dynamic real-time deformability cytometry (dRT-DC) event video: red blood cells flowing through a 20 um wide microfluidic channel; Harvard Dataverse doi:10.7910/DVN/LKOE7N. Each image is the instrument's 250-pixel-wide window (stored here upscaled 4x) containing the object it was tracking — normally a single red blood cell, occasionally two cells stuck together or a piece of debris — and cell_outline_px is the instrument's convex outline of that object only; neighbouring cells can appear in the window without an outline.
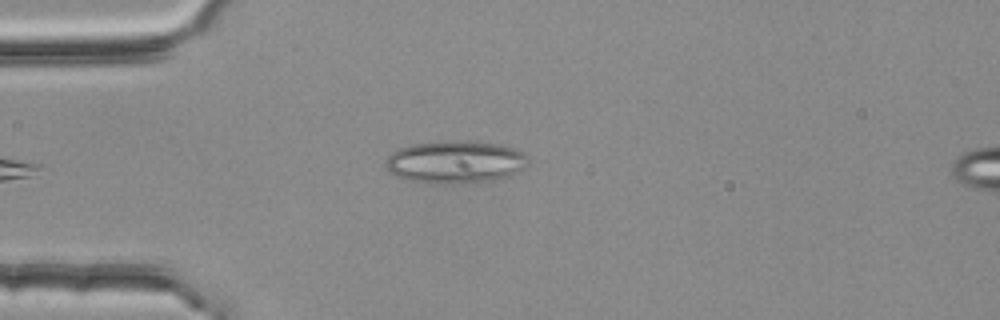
{"species": "common noctule bat (a hibernating species)", "species_latin": "Nyctalus noctula", "temperature_condition": "room temperature", "stored_images_in_passage": 4, "camera_frame_rate_fps": 3000, "um_per_image_px": 0.085, "animal": {"sex": "female", "body_mass_g": 25.1}, "frame": {"image": 1, "passage_image": 4, "time_ms": 1.0, "image_size_px": [1000, 320], "cell_outline_px": [[528, 160], [524, 168], [512, 176], [496, 180], [464, 184], [428, 184], [408, 180], [396, 176], [388, 172], [384, 164], [384, 160], [396, 148], [412, 144], [440, 140], [468, 140], [500, 144], [516, 148], [524, 152], [528, 156]], "centroid_in_image_um": [38.69, 13.77], "position_along_channel_um": 46.3, "area_um2": 36.7}}